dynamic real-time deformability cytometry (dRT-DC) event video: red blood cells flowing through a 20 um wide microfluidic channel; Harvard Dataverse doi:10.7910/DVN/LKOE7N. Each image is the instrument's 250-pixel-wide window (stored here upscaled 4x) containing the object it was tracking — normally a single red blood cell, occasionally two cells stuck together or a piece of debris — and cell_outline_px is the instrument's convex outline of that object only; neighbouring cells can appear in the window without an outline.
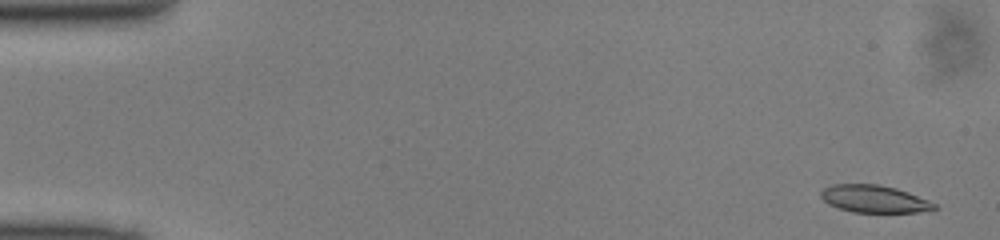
{"species": "common noctule bat (a hibernating species)", "species_latin": "Nyctalus noctula", "temperature_condition": "cold", "stored_images_in_passage": 50, "segment_of_instrument_passage": [1, 2], "camera_frame_rate_fps": 3000, "um_per_image_px": 0.085, "animal": {"sex": "male", "body_mass_g": 13.0, "forearm_length_mm": 53.1}, "frame": {"image": 1, "passage_image": 2, "time_ms": 0.333, "image_size_px": [1000, 240], "cell_outline_px": [[936, 208], [916, 212], [852, 212], [828, 204], [820, 196], [820, 192], [824, 188], [832, 184], [876, 184], [896, 188], [908, 192], [928, 200], [936, 204]], "centroid_in_image_um": [74.27, 16.9], "position_along_channel_um": 10.7, "area_um2": 17.92}}
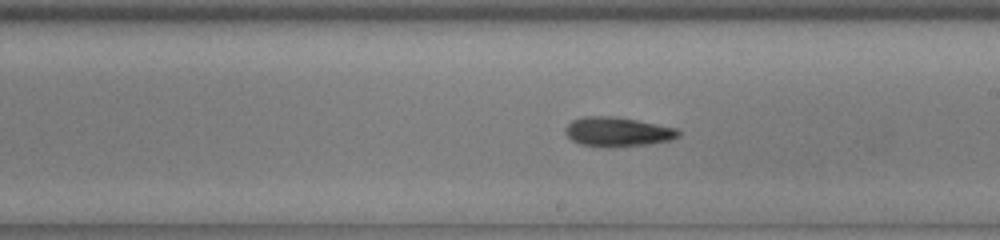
{"frame": {"image": 2, "passage_image": 28, "time_ms": 9.0, "image_size_px": [1000, 240], "cell_outline_px": [[680, 136], [672, 140], [648, 144], [612, 148], [608, 148], [580, 144], [572, 140], [564, 132], [564, 128], [572, 120], [584, 116], [612, 116], [636, 120], [680, 128]], "centroid_in_image_um": [52.52, 11.21], "position_along_channel_um": 236.5, "area_um2": 19.71}}
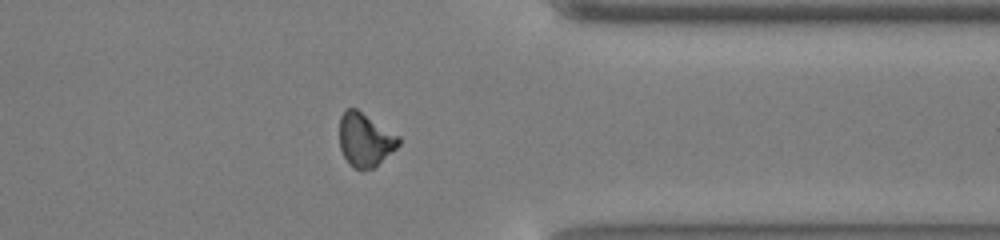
{"frame": {"image": 3, "passage_image": 39, "time_ms": 12.667, "image_size_px": [1000, 240], "cell_outline_px": [[400, 144], [396, 148], [372, 168], [352, 168], [348, 164], [340, 148], [340, 116], [348, 108], [356, 108], [400, 136]], "centroid_in_image_um": [31.02, 11.86], "position_along_channel_um": 380.4, "area_um2": 18.21}}